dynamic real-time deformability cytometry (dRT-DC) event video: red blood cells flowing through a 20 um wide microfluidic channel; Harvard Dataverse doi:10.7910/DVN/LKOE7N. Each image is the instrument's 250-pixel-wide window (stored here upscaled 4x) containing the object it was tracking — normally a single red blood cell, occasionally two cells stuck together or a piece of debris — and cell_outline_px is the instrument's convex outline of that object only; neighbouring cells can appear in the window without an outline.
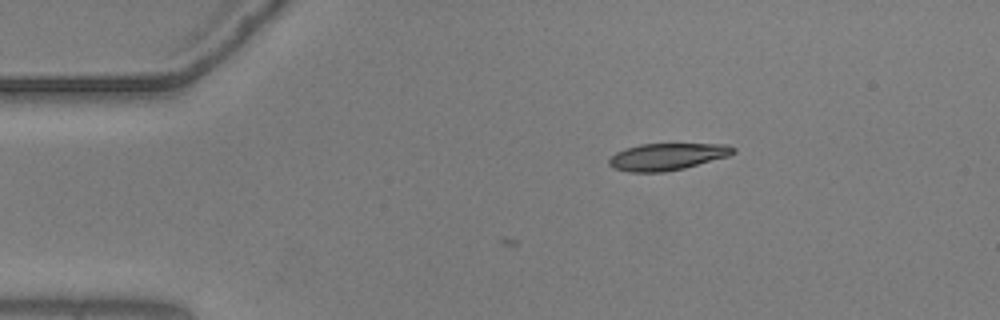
{"species": "common noctule bat (a hibernating species)", "species_latin": "Nyctalus noctula", "temperature_condition": "warm", "stored_images_in_passage": 3, "camera_frame_rate_fps": 3000, "um_per_image_px": 0.085, "animal": {"sex": "male", "body_mass_g": 20.5, "forearm_length_mm": 52.5}, "frame": {"image": 1, "passage_image": 1, "time_ms": 0.0, "image_size_px": [1000, 320], "cell_outline_px": [[736, 152], [728, 156], [684, 168], [664, 172], [628, 172], [612, 168], [608, 164], [608, 160], [616, 152], [640, 144], [724, 144], [736, 148]], "centroid_in_image_um": [56.69, 13.32], "position_along_channel_um": 28.3, "area_um2": 19.42}}